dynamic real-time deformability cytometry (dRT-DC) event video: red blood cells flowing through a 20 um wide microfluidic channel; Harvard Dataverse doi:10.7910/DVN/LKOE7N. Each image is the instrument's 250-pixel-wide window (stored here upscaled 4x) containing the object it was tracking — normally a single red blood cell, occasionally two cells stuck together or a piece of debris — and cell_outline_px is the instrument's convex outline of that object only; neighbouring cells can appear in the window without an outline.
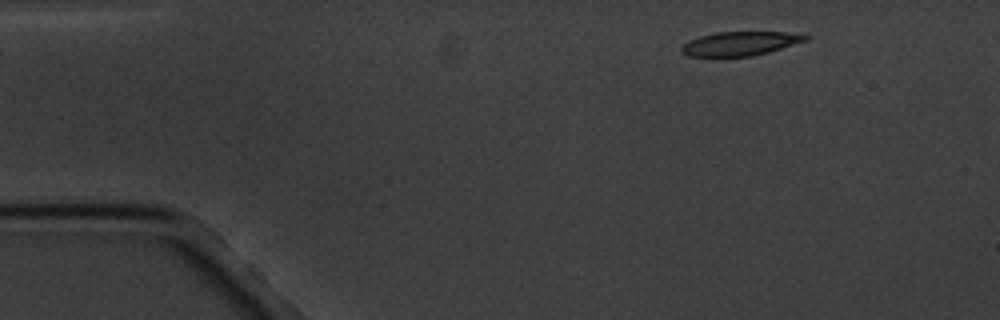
{"species": "common noctule bat (a hibernating species)", "species_latin": "Nyctalus noctula", "temperature_condition": "cold", "stored_images_in_passage": 4, "camera_frame_rate_fps": 3000, "um_per_image_px": 0.085, "animal": {"sex": "male", "body_mass_g": 20.1, "forearm_length_mm": 53.5}, "frame": {"image": 1, "passage_image": 1, "time_ms": 0.0, "image_size_px": [1000, 320], "cell_outline_px": [[808, 40], [768, 52], [752, 56], [688, 56], [680, 52], [680, 48], [688, 40], [700, 36], [716, 32], [784, 32], [808, 36]], "centroid_in_image_um": [62.85, 3.7], "position_along_channel_um": 22.1, "area_um2": 17.17}}